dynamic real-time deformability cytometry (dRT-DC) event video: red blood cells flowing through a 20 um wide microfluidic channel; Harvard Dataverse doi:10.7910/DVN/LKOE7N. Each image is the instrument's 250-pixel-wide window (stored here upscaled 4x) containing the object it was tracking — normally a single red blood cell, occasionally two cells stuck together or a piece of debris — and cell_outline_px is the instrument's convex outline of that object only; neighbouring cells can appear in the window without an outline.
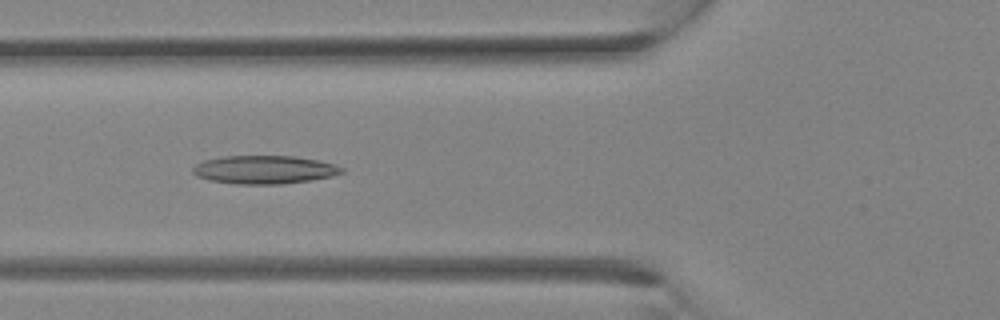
{"species": "Egyptian fruit bat (a non-hibernating species)", "species_latin": "Rousettus aegyptiacus", "temperature_condition": "room temperature", "stored_images_in_passage": 32, "camera_frame_rate_fps": 3000, "um_per_image_px": 0.085, "animal": {"sex": "female"}, "frame": {"image": 1, "passage_image": 12, "time_ms": 3.667, "image_size_px": [1000, 320], "cell_outline_px": [[344, 172], [332, 176], [312, 180], [284, 184], [236, 184], [208, 180], [196, 176], [192, 172], [192, 168], [196, 164], [204, 160], [224, 156], [296, 156], [336, 164], [344, 168]], "centroid_in_image_um": [22.47, 14.42], "position_along_channel_um": 103.3, "area_um2": 24.74}}
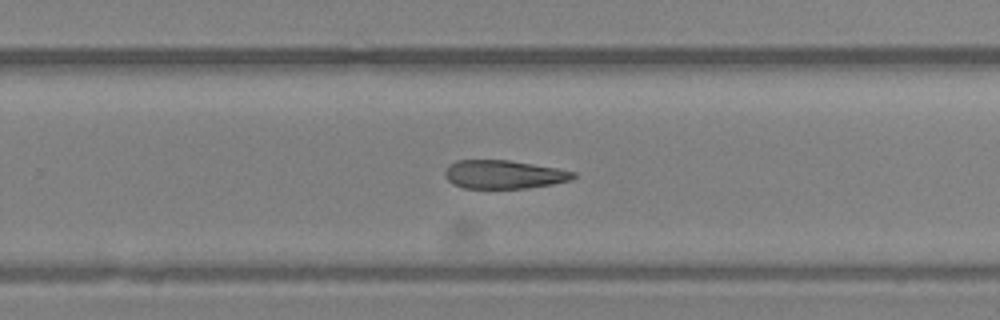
{"frame": {"image": 2, "passage_image": 21, "time_ms": 6.667, "image_size_px": [1000, 320], "cell_outline_px": [[576, 176], [572, 180], [552, 184], [528, 188], [464, 188], [452, 184], [444, 176], [444, 172], [448, 164], [456, 160], [508, 160], [556, 168], [576, 172]], "centroid_in_image_um": [42.79, 14.83], "position_along_channel_um": 287.0, "area_um2": 21.39}}
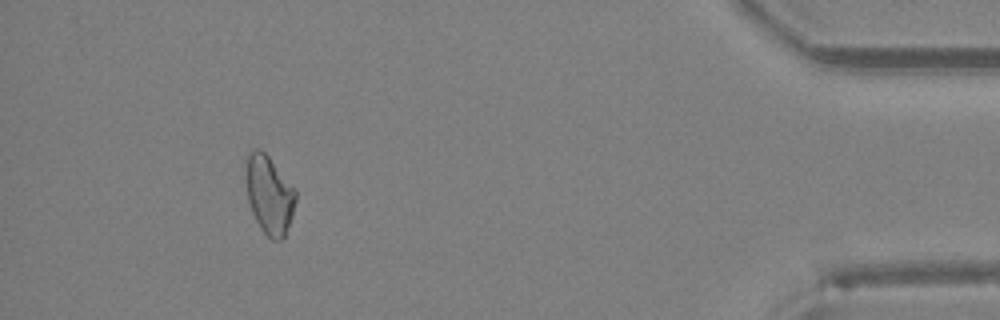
{"frame": {"image": 3, "passage_image": 30, "time_ms": 9.667, "image_size_px": [1000, 320], "cell_outline_px": [[296, 200], [292, 216], [284, 236], [280, 240], [272, 240], [260, 228], [252, 212], [248, 200], [244, 168], [248, 152], [252, 148], [260, 148], [268, 156], [296, 192]], "centroid_in_image_um": [22.84, 16.52], "position_along_channel_um": 412.4, "area_um2": 22.6}}